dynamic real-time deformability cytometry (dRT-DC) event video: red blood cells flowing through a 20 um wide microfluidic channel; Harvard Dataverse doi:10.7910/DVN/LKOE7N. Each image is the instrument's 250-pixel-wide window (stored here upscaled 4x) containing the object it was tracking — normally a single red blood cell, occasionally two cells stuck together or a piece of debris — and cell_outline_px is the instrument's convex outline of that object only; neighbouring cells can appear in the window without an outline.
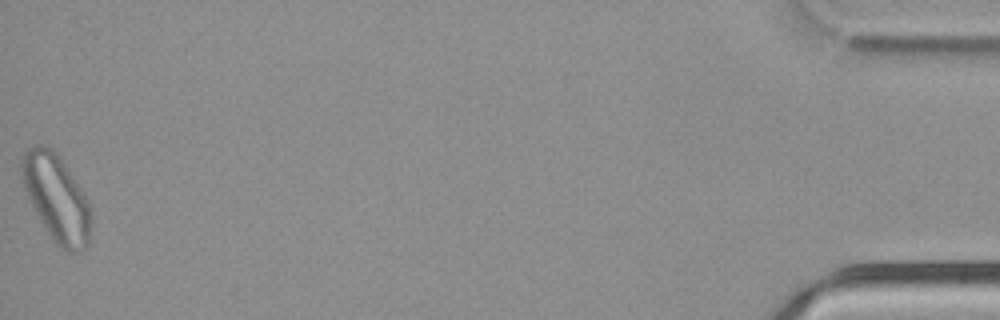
{"species": "common noctule bat (a hibernating species)", "species_latin": "Nyctalus noctula", "temperature_condition": "cold", "stored_images_in_passage": 45, "camera_frame_rate_fps": 3000, "um_per_image_px": 0.085, "animal": {"sex": "male", "body_mass_g": 21.5, "forearm_length_mm": 52.0}, "frame": {"image": 1, "passage_image": 45, "time_ms": 14.667, "image_size_px": [1000, 320], "cell_outline_px": [[92, 216], [88, 244], [84, 248], [76, 252], [68, 252], [60, 248], [56, 244], [40, 220], [28, 196], [24, 184], [20, 168], [20, 160], [24, 152], [28, 148], [36, 144], [40, 144], [56, 152], [60, 156], [80, 188], [88, 204]], "centroid_in_image_um": [4.79, 16.82], "position_along_channel_um": 430.4, "area_um2": 34.51}}